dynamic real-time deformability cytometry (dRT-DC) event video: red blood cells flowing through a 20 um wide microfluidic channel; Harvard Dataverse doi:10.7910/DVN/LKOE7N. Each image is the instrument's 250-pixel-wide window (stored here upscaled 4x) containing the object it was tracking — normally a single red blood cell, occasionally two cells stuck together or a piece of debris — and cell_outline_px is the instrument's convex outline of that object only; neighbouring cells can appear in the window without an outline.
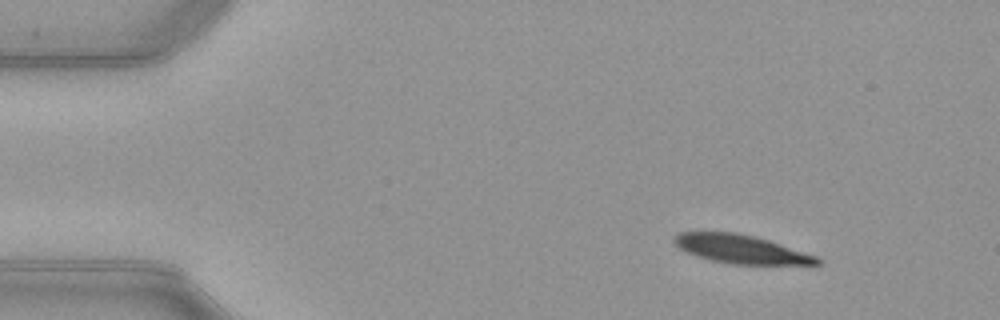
{"species": "common noctule bat (a hibernating species)", "species_latin": "Nyctalus noctula", "temperature_condition": "warm", "stored_images_in_passage": 46, "camera_frame_rate_fps": 3000, "um_per_image_px": 0.085, "animal": {"sex": "female", "body_mass_g": 21.9}, "frame": {"image": 1, "passage_image": 1, "time_ms": 0.0, "image_size_px": [1000, 320], "cell_outline_px": [[820, 264], [732, 264], [712, 260], [696, 256], [676, 248], [672, 240], [672, 236], [676, 232], [736, 232], [756, 236], [816, 256], [820, 260]], "centroid_in_image_um": [62.87, 21.16], "position_along_channel_um": 22.1, "area_um2": 23.76}}
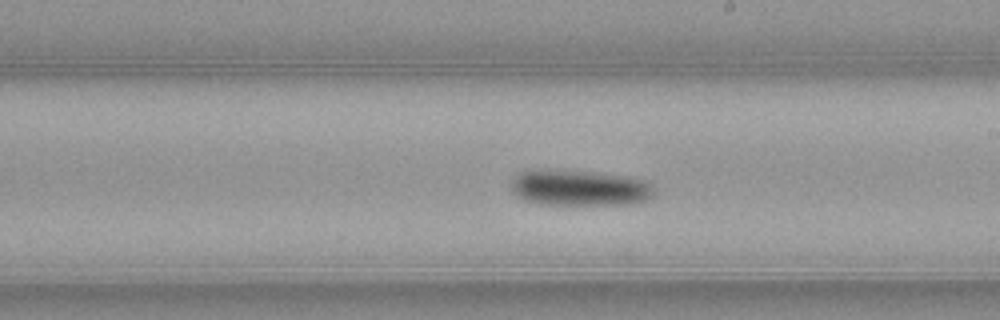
{"frame": {"image": 2, "passage_image": 24, "time_ms": 7.667, "image_size_px": [1000, 320], "cell_outline_px": [[652, 196], [644, 200], [628, 204], [540, 204], [524, 200], [516, 196], [512, 192], [512, 180], [520, 172], [532, 168], [592, 172], [624, 176], [644, 180], [652, 184]], "centroid_in_image_um": [49.18, 15.95], "position_along_channel_um": 239.8, "area_um2": 29.82}}
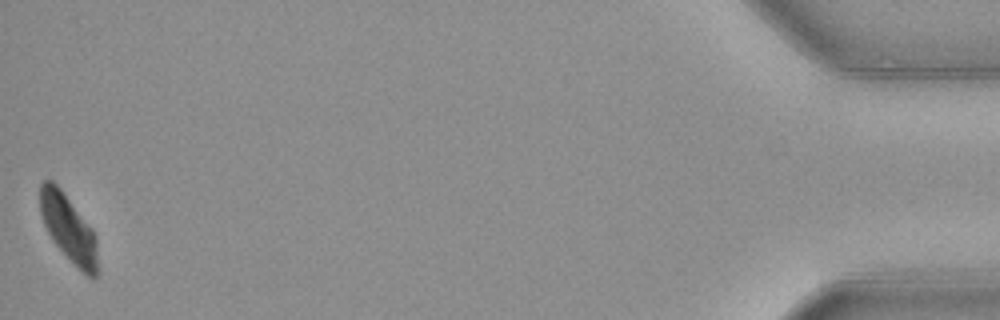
{"frame": {"image": 3, "passage_image": 46, "time_ms": 15.0, "image_size_px": [1000, 320], "cell_outline_px": [[96, 276], [92, 280], [52, 240], [44, 224], [40, 212], [40, 184], [44, 180], [52, 180], [60, 188], [92, 228], [96, 240]], "centroid_in_image_um": [5.79, 19.34], "position_along_channel_um": 429.4, "area_um2": 21.73}, "authors_computed_cell_mechanics": {"area_um2": 26.9348, "velocity_mm_per_s": 3.9544, "shape_relaxation_time_tau1_ms": 2.2552, "shape_relaxation_time_tau2_ms": null, "deformation_change_tau1": 0.1113, "deformation_change_tau2": null}}